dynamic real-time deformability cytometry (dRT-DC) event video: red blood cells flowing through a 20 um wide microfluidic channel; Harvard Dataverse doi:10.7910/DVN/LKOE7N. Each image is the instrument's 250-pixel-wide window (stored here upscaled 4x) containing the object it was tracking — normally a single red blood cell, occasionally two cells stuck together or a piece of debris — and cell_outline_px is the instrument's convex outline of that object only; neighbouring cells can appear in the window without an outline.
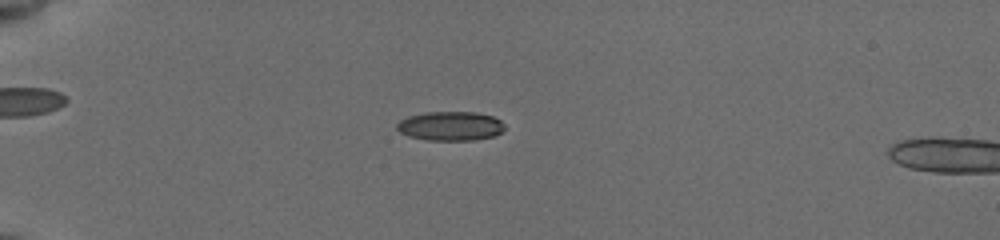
{"species": "common noctule bat (a hibernating species)", "species_latin": "Nyctalus noctula", "temperature_condition": "cold", "stored_images_in_passage": 11, "camera_frame_rate_fps": 3000, "um_per_image_px": 0.085, "animal": {"sex": "female", "body_mass_g": 19.5, "forearm_length_mm": 54.1}, "frame": {"image": 1, "passage_image": 5, "time_ms": 0.667, "image_size_px": [1000, 240], "cell_outline_px": [[504, 128], [500, 132], [492, 136], [472, 140], [428, 140], [412, 136], [400, 132], [396, 128], [396, 124], [400, 120], [408, 116], [424, 112], [476, 112], [492, 116], [500, 120], [504, 124]], "centroid_in_image_um": [38.27, 10.7], "position_along_channel_um": 46.7, "area_um2": 18.15}}